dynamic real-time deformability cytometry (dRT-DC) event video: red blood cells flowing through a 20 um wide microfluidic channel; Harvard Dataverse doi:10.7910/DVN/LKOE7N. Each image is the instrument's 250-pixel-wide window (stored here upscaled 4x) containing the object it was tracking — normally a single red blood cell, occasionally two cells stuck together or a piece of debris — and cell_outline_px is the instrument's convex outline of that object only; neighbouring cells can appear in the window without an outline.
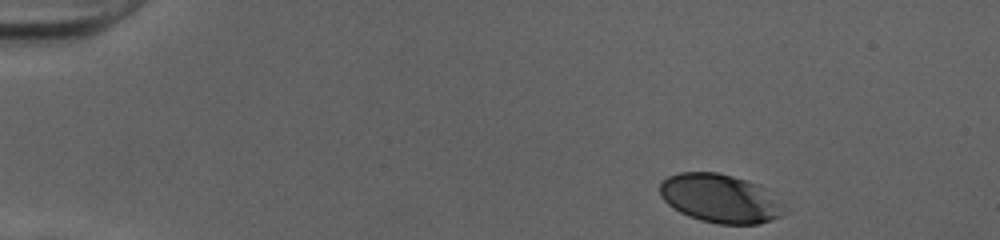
{"species": "human", "species_latin": "Homo sapiens", "temperature_condition": "cold", "stored_images_in_passage": 37, "camera_frame_rate_fps": 3000, "um_per_image_px": 0.085, "donor": {"sex": "female"}, "frame": {"image": 1, "passage_image": 1, "time_ms": 0.0, "image_size_px": [1000, 240], "cell_outline_px": [[784, 212], [780, 216], [760, 224], [720, 224], [700, 220], [688, 216], [672, 208], [660, 196], [660, 184], [668, 176], [680, 172], [716, 172], [732, 176], [756, 184], [764, 188], [784, 204]], "centroid_in_image_um": [61.19, 16.87], "position_along_channel_um": 23.8, "area_um2": 35.08}}
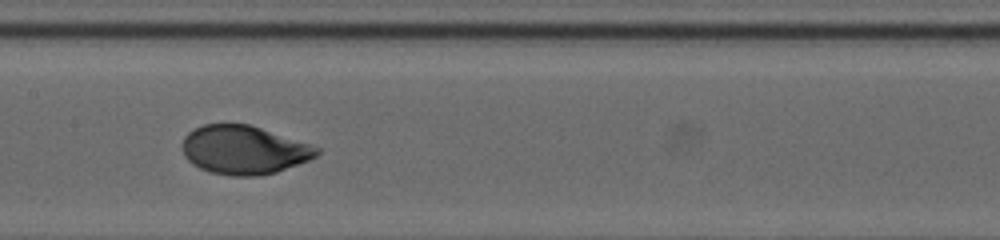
{"frame": {"image": 2, "passage_image": 21, "time_ms": 6.667, "image_size_px": [1000, 240], "cell_outline_px": [[320, 152], [316, 156], [308, 160], [276, 172], [260, 176], [232, 176], [212, 172], [200, 168], [192, 164], [184, 156], [180, 144], [184, 136], [188, 132], [204, 124], [248, 124], [320, 148]], "centroid_in_image_um": [20.68, 12.75], "position_along_channel_um": 186.7, "area_um2": 37.86}}
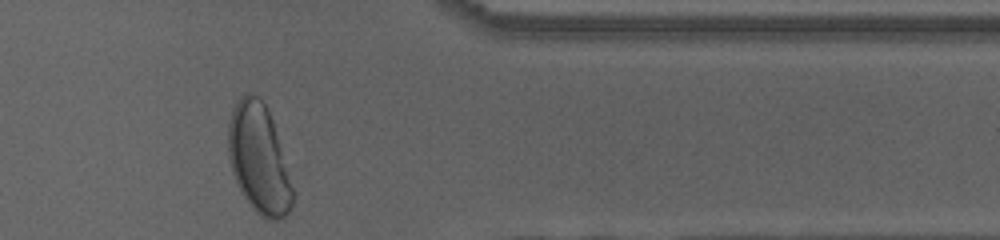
{"frame": {"image": 3, "passage_image": 37, "time_ms": 12.0, "image_size_px": [1000, 240], "cell_outline_px": [[296, 196], [284, 220], [268, 220], [260, 216], [252, 208], [244, 196], [232, 172], [228, 156], [228, 120], [232, 108], [236, 100], [240, 96], [248, 92], [252, 92], [260, 96], [268, 108], [296, 192]], "centroid_in_image_um": [22.02, 13.49], "position_along_channel_um": 389.4, "area_um2": 41.79}, "authors_computed_cell_mechanics": {"area_um2": 38.0902, "velocity_mm_per_s": 4.0013, "shape_relaxation_time_tau1_ms": 2.6714, "shape_relaxation_time_tau2_ms": null, "deformation_change_tau1": 0.1617, "deformation_change_tau2": null}}